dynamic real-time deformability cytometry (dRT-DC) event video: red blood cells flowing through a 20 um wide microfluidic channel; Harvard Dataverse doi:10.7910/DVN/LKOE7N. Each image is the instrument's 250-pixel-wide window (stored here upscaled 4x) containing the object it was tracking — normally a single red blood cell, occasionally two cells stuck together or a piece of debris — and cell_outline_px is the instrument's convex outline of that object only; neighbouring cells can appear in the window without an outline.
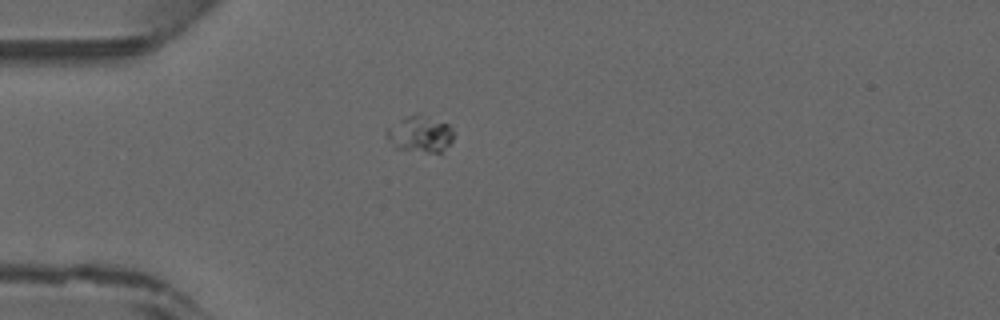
{"species": "common noctule bat (a hibernating species)", "species_latin": "Nyctalus noctula", "temperature_condition": "warm", "stored_images_in_passage": 25, "camera_frame_rate_fps": 3000, "um_per_image_px": 0.085, "animal": {"sex": "male", "forearm_length_mm": 52.5}, "frame": {"image": 1, "passage_image": 1, "time_ms": 0.0, "image_size_px": [1000, 320], "cell_outline_px": [[452, 140], [440, 152], [428, 152], [392, 148], [388, 140], [384, 128], [416, 112], [448, 124], [452, 128]], "centroid_in_image_um": [35.64, 11.38], "position_along_channel_um": 49.4, "area_um2": 14.22}}
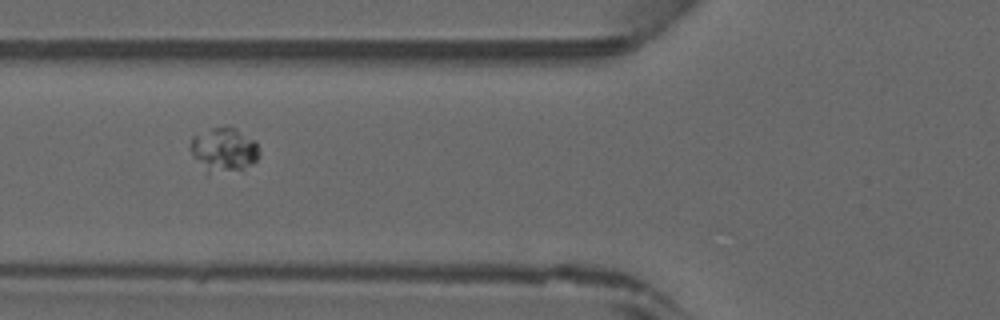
{"frame": {"image": 2, "passage_image": 6, "time_ms": 1.667, "image_size_px": [1000, 320], "cell_outline_px": [[260, 156], [244, 172], [208, 176], [204, 176], [188, 148], [188, 144], [192, 136], [212, 128], [228, 124], [256, 140], [260, 152]], "centroid_in_image_um": [19.0, 12.82], "position_along_channel_um": 106.8, "area_um2": 19.42}}
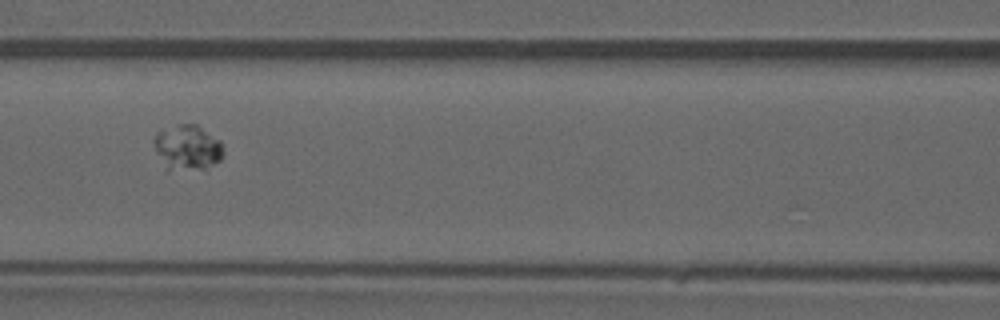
{"frame": {"image": 3, "passage_image": 9, "time_ms": 2.667, "image_size_px": [1000, 320], "cell_outline_px": [[224, 156], [220, 160], [204, 168], [168, 168], [156, 152], [152, 140], [156, 132], [160, 128], [176, 124], [196, 124], [220, 140], [224, 152]], "centroid_in_image_um": [15.92, 12.46], "position_along_channel_um": 150.7, "area_um2": 18.03}}